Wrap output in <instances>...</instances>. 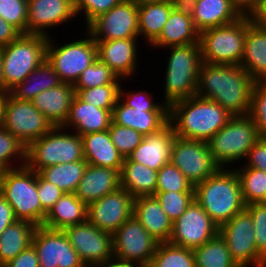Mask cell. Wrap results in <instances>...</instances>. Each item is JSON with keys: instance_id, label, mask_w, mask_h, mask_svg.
<instances>
[{"instance_id": "obj_40", "label": "cell", "mask_w": 266, "mask_h": 267, "mask_svg": "<svg viewBox=\"0 0 266 267\" xmlns=\"http://www.w3.org/2000/svg\"><path fill=\"white\" fill-rule=\"evenodd\" d=\"M148 267H195L194 254L191 249L161 242Z\"/></svg>"}, {"instance_id": "obj_19", "label": "cell", "mask_w": 266, "mask_h": 267, "mask_svg": "<svg viewBox=\"0 0 266 267\" xmlns=\"http://www.w3.org/2000/svg\"><path fill=\"white\" fill-rule=\"evenodd\" d=\"M134 197L124 188L87 205V220L99 230L114 234L133 216Z\"/></svg>"}, {"instance_id": "obj_45", "label": "cell", "mask_w": 266, "mask_h": 267, "mask_svg": "<svg viewBox=\"0 0 266 267\" xmlns=\"http://www.w3.org/2000/svg\"><path fill=\"white\" fill-rule=\"evenodd\" d=\"M154 196L172 222L177 220L194 200V192H155Z\"/></svg>"}, {"instance_id": "obj_31", "label": "cell", "mask_w": 266, "mask_h": 267, "mask_svg": "<svg viewBox=\"0 0 266 267\" xmlns=\"http://www.w3.org/2000/svg\"><path fill=\"white\" fill-rule=\"evenodd\" d=\"M81 139L87 164L121 172L124 158L113 144L108 130L81 135Z\"/></svg>"}, {"instance_id": "obj_43", "label": "cell", "mask_w": 266, "mask_h": 267, "mask_svg": "<svg viewBox=\"0 0 266 267\" xmlns=\"http://www.w3.org/2000/svg\"><path fill=\"white\" fill-rule=\"evenodd\" d=\"M121 81L124 82L104 62L97 58L81 73L73 86L74 89H90Z\"/></svg>"}, {"instance_id": "obj_29", "label": "cell", "mask_w": 266, "mask_h": 267, "mask_svg": "<svg viewBox=\"0 0 266 267\" xmlns=\"http://www.w3.org/2000/svg\"><path fill=\"white\" fill-rule=\"evenodd\" d=\"M133 216L159 243L169 241L173 222L154 195L134 198Z\"/></svg>"}, {"instance_id": "obj_59", "label": "cell", "mask_w": 266, "mask_h": 267, "mask_svg": "<svg viewBox=\"0 0 266 267\" xmlns=\"http://www.w3.org/2000/svg\"><path fill=\"white\" fill-rule=\"evenodd\" d=\"M198 0H173L177 7L190 9Z\"/></svg>"}, {"instance_id": "obj_51", "label": "cell", "mask_w": 266, "mask_h": 267, "mask_svg": "<svg viewBox=\"0 0 266 267\" xmlns=\"http://www.w3.org/2000/svg\"><path fill=\"white\" fill-rule=\"evenodd\" d=\"M123 84L121 83L119 91V99L128 107L131 108H169L164 102L155 103L153 94L146 90H137L125 92L126 89H123Z\"/></svg>"}, {"instance_id": "obj_28", "label": "cell", "mask_w": 266, "mask_h": 267, "mask_svg": "<svg viewBox=\"0 0 266 267\" xmlns=\"http://www.w3.org/2000/svg\"><path fill=\"white\" fill-rule=\"evenodd\" d=\"M190 12L199 32L228 25L243 16L233 0H198Z\"/></svg>"}, {"instance_id": "obj_53", "label": "cell", "mask_w": 266, "mask_h": 267, "mask_svg": "<svg viewBox=\"0 0 266 267\" xmlns=\"http://www.w3.org/2000/svg\"><path fill=\"white\" fill-rule=\"evenodd\" d=\"M247 160V161H246ZM245 163L240 167H250L266 172V138H260L248 151Z\"/></svg>"}, {"instance_id": "obj_55", "label": "cell", "mask_w": 266, "mask_h": 267, "mask_svg": "<svg viewBox=\"0 0 266 267\" xmlns=\"http://www.w3.org/2000/svg\"><path fill=\"white\" fill-rule=\"evenodd\" d=\"M16 220L12 207L0 194V235Z\"/></svg>"}, {"instance_id": "obj_34", "label": "cell", "mask_w": 266, "mask_h": 267, "mask_svg": "<svg viewBox=\"0 0 266 267\" xmlns=\"http://www.w3.org/2000/svg\"><path fill=\"white\" fill-rule=\"evenodd\" d=\"M157 172L134 161H124L120 172L121 188L134 198L154 195L157 186Z\"/></svg>"}, {"instance_id": "obj_50", "label": "cell", "mask_w": 266, "mask_h": 267, "mask_svg": "<svg viewBox=\"0 0 266 267\" xmlns=\"http://www.w3.org/2000/svg\"><path fill=\"white\" fill-rule=\"evenodd\" d=\"M253 220L257 250L266 258V202L246 205Z\"/></svg>"}, {"instance_id": "obj_47", "label": "cell", "mask_w": 266, "mask_h": 267, "mask_svg": "<svg viewBox=\"0 0 266 267\" xmlns=\"http://www.w3.org/2000/svg\"><path fill=\"white\" fill-rule=\"evenodd\" d=\"M248 115L254 121L259 137L266 138V82L254 84Z\"/></svg>"}, {"instance_id": "obj_13", "label": "cell", "mask_w": 266, "mask_h": 267, "mask_svg": "<svg viewBox=\"0 0 266 267\" xmlns=\"http://www.w3.org/2000/svg\"><path fill=\"white\" fill-rule=\"evenodd\" d=\"M158 243L132 216L113 234L114 261L148 266Z\"/></svg>"}, {"instance_id": "obj_10", "label": "cell", "mask_w": 266, "mask_h": 267, "mask_svg": "<svg viewBox=\"0 0 266 267\" xmlns=\"http://www.w3.org/2000/svg\"><path fill=\"white\" fill-rule=\"evenodd\" d=\"M84 34L85 39L78 38L58 46L53 43L54 37L48 38L46 60L63 83L74 85L81 73L98 58L95 40L88 31Z\"/></svg>"}, {"instance_id": "obj_24", "label": "cell", "mask_w": 266, "mask_h": 267, "mask_svg": "<svg viewBox=\"0 0 266 267\" xmlns=\"http://www.w3.org/2000/svg\"><path fill=\"white\" fill-rule=\"evenodd\" d=\"M200 32L196 29L190 9L175 6L160 35L149 45L160 50L172 46L199 43Z\"/></svg>"}, {"instance_id": "obj_7", "label": "cell", "mask_w": 266, "mask_h": 267, "mask_svg": "<svg viewBox=\"0 0 266 267\" xmlns=\"http://www.w3.org/2000/svg\"><path fill=\"white\" fill-rule=\"evenodd\" d=\"M259 139L255 123L249 115L232 116L208 141V145L214 162L220 168H232L234 163L245 160L248 151Z\"/></svg>"}, {"instance_id": "obj_27", "label": "cell", "mask_w": 266, "mask_h": 267, "mask_svg": "<svg viewBox=\"0 0 266 267\" xmlns=\"http://www.w3.org/2000/svg\"><path fill=\"white\" fill-rule=\"evenodd\" d=\"M120 187V171L88 164L75 195L88 205Z\"/></svg>"}, {"instance_id": "obj_30", "label": "cell", "mask_w": 266, "mask_h": 267, "mask_svg": "<svg viewBox=\"0 0 266 267\" xmlns=\"http://www.w3.org/2000/svg\"><path fill=\"white\" fill-rule=\"evenodd\" d=\"M76 92L73 84L61 83L42 91L32 100V104L56 126H63L69 116V110Z\"/></svg>"}, {"instance_id": "obj_14", "label": "cell", "mask_w": 266, "mask_h": 267, "mask_svg": "<svg viewBox=\"0 0 266 267\" xmlns=\"http://www.w3.org/2000/svg\"><path fill=\"white\" fill-rule=\"evenodd\" d=\"M63 231L85 265L101 267L114 261L112 233L99 230L88 220Z\"/></svg>"}, {"instance_id": "obj_57", "label": "cell", "mask_w": 266, "mask_h": 267, "mask_svg": "<svg viewBox=\"0 0 266 267\" xmlns=\"http://www.w3.org/2000/svg\"><path fill=\"white\" fill-rule=\"evenodd\" d=\"M243 15L255 16L265 5L266 0H233Z\"/></svg>"}, {"instance_id": "obj_63", "label": "cell", "mask_w": 266, "mask_h": 267, "mask_svg": "<svg viewBox=\"0 0 266 267\" xmlns=\"http://www.w3.org/2000/svg\"><path fill=\"white\" fill-rule=\"evenodd\" d=\"M82 267H93V266H91V265H84V266H82Z\"/></svg>"}, {"instance_id": "obj_23", "label": "cell", "mask_w": 266, "mask_h": 267, "mask_svg": "<svg viewBox=\"0 0 266 267\" xmlns=\"http://www.w3.org/2000/svg\"><path fill=\"white\" fill-rule=\"evenodd\" d=\"M112 122L144 136L157 132L169 122V108H131L118 99L112 111Z\"/></svg>"}, {"instance_id": "obj_8", "label": "cell", "mask_w": 266, "mask_h": 267, "mask_svg": "<svg viewBox=\"0 0 266 267\" xmlns=\"http://www.w3.org/2000/svg\"><path fill=\"white\" fill-rule=\"evenodd\" d=\"M248 27L249 15H243L228 25L200 32L202 62L240 65Z\"/></svg>"}, {"instance_id": "obj_41", "label": "cell", "mask_w": 266, "mask_h": 267, "mask_svg": "<svg viewBox=\"0 0 266 267\" xmlns=\"http://www.w3.org/2000/svg\"><path fill=\"white\" fill-rule=\"evenodd\" d=\"M25 160L26 147L23 143L5 128L0 129V171L22 167Z\"/></svg>"}, {"instance_id": "obj_5", "label": "cell", "mask_w": 266, "mask_h": 267, "mask_svg": "<svg viewBox=\"0 0 266 267\" xmlns=\"http://www.w3.org/2000/svg\"><path fill=\"white\" fill-rule=\"evenodd\" d=\"M0 194L12 207L15 218L42 226L47 212L37 193V172L26 165L1 171Z\"/></svg>"}, {"instance_id": "obj_35", "label": "cell", "mask_w": 266, "mask_h": 267, "mask_svg": "<svg viewBox=\"0 0 266 267\" xmlns=\"http://www.w3.org/2000/svg\"><path fill=\"white\" fill-rule=\"evenodd\" d=\"M63 83L53 67L45 60L22 83L9 91L15 99L31 101L36 95Z\"/></svg>"}, {"instance_id": "obj_58", "label": "cell", "mask_w": 266, "mask_h": 267, "mask_svg": "<svg viewBox=\"0 0 266 267\" xmlns=\"http://www.w3.org/2000/svg\"><path fill=\"white\" fill-rule=\"evenodd\" d=\"M0 93L7 94L9 91L5 87V81L2 70V48H0Z\"/></svg>"}, {"instance_id": "obj_48", "label": "cell", "mask_w": 266, "mask_h": 267, "mask_svg": "<svg viewBox=\"0 0 266 267\" xmlns=\"http://www.w3.org/2000/svg\"><path fill=\"white\" fill-rule=\"evenodd\" d=\"M0 17L15 27L21 34H26L27 0H0Z\"/></svg>"}, {"instance_id": "obj_39", "label": "cell", "mask_w": 266, "mask_h": 267, "mask_svg": "<svg viewBox=\"0 0 266 267\" xmlns=\"http://www.w3.org/2000/svg\"><path fill=\"white\" fill-rule=\"evenodd\" d=\"M241 184L245 205L266 202V172L250 167L234 168Z\"/></svg>"}, {"instance_id": "obj_36", "label": "cell", "mask_w": 266, "mask_h": 267, "mask_svg": "<svg viewBox=\"0 0 266 267\" xmlns=\"http://www.w3.org/2000/svg\"><path fill=\"white\" fill-rule=\"evenodd\" d=\"M36 225L16 220L0 235V267L31 245Z\"/></svg>"}, {"instance_id": "obj_32", "label": "cell", "mask_w": 266, "mask_h": 267, "mask_svg": "<svg viewBox=\"0 0 266 267\" xmlns=\"http://www.w3.org/2000/svg\"><path fill=\"white\" fill-rule=\"evenodd\" d=\"M175 6L173 0H138L139 37L150 45L160 35Z\"/></svg>"}, {"instance_id": "obj_4", "label": "cell", "mask_w": 266, "mask_h": 267, "mask_svg": "<svg viewBox=\"0 0 266 267\" xmlns=\"http://www.w3.org/2000/svg\"><path fill=\"white\" fill-rule=\"evenodd\" d=\"M163 49L169 50V57L165 67L162 101L170 106L196 95L202 58L199 43Z\"/></svg>"}, {"instance_id": "obj_18", "label": "cell", "mask_w": 266, "mask_h": 267, "mask_svg": "<svg viewBox=\"0 0 266 267\" xmlns=\"http://www.w3.org/2000/svg\"><path fill=\"white\" fill-rule=\"evenodd\" d=\"M31 244L37 252L40 267H82L85 265L63 230L36 226Z\"/></svg>"}, {"instance_id": "obj_26", "label": "cell", "mask_w": 266, "mask_h": 267, "mask_svg": "<svg viewBox=\"0 0 266 267\" xmlns=\"http://www.w3.org/2000/svg\"><path fill=\"white\" fill-rule=\"evenodd\" d=\"M111 122L112 112L110 110L100 109L90 103H85L75 95L67 121L62 127L81 136L108 130Z\"/></svg>"}, {"instance_id": "obj_3", "label": "cell", "mask_w": 266, "mask_h": 267, "mask_svg": "<svg viewBox=\"0 0 266 267\" xmlns=\"http://www.w3.org/2000/svg\"><path fill=\"white\" fill-rule=\"evenodd\" d=\"M194 199L218 227L246 207L234 168H219L205 181L196 184Z\"/></svg>"}, {"instance_id": "obj_1", "label": "cell", "mask_w": 266, "mask_h": 267, "mask_svg": "<svg viewBox=\"0 0 266 267\" xmlns=\"http://www.w3.org/2000/svg\"><path fill=\"white\" fill-rule=\"evenodd\" d=\"M256 81L241 65L202 62L196 95L220 104L230 115H248Z\"/></svg>"}, {"instance_id": "obj_17", "label": "cell", "mask_w": 266, "mask_h": 267, "mask_svg": "<svg viewBox=\"0 0 266 267\" xmlns=\"http://www.w3.org/2000/svg\"><path fill=\"white\" fill-rule=\"evenodd\" d=\"M218 234L217 224L194 199L186 211L172 223L168 242L193 250Z\"/></svg>"}, {"instance_id": "obj_16", "label": "cell", "mask_w": 266, "mask_h": 267, "mask_svg": "<svg viewBox=\"0 0 266 267\" xmlns=\"http://www.w3.org/2000/svg\"><path fill=\"white\" fill-rule=\"evenodd\" d=\"M86 28L94 40L139 38L138 0H123Z\"/></svg>"}, {"instance_id": "obj_22", "label": "cell", "mask_w": 266, "mask_h": 267, "mask_svg": "<svg viewBox=\"0 0 266 267\" xmlns=\"http://www.w3.org/2000/svg\"><path fill=\"white\" fill-rule=\"evenodd\" d=\"M175 136L173 127L168 122L157 132L144 135L140 145L124 161H134L158 171L170 162Z\"/></svg>"}, {"instance_id": "obj_54", "label": "cell", "mask_w": 266, "mask_h": 267, "mask_svg": "<svg viewBox=\"0 0 266 267\" xmlns=\"http://www.w3.org/2000/svg\"><path fill=\"white\" fill-rule=\"evenodd\" d=\"M2 267H40L37 252L31 244Z\"/></svg>"}, {"instance_id": "obj_25", "label": "cell", "mask_w": 266, "mask_h": 267, "mask_svg": "<svg viewBox=\"0 0 266 267\" xmlns=\"http://www.w3.org/2000/svg\"><path fill=\"white\" fill-rule=\"evenodd\" d=\"M256 82H266V27L249 15L240 64Z\"/></svg>"}, {"instance_id": "obj_42", "label": "cell", "mask_w": 266, "mask_h": 267, "mask_svg": "<svg viewBox=\"0 0 266 267\" xmlns=\"http://www.w3.org/2000/svg\"><path fill=\"white\" fill-rule=\"evenodd\" d=\"M121 82L97 86L90 89H74L76 95L85 103H90L97 108L113 111L119 99Z\"/></svg>"}, {"instance_id": "obj_33", "label": "cell", "mask_w": 266, "mask_h": 267, "mask_svg": "<svg viewBox=\"0 0 266 267\" xmlns=\"http://www.w3.org/2000/svg\"><path fill=\"white\" fill-rule=\"evenodd\" d=\"M85 221H87V204L75 193H64L48 211L42 226L53 230H64Z\"/></svg>"}, {"instance_id": "obj_21", "label": "cell", "mask_w": 266, "mask_h": 267, "mask_svg": "<svg viewBox=\"0 0 266 267\" xmlns=\"http://www.w3.org/2000/svg\"><path fill=\"white\" fill-rule=\"evenodd\" d=\"M138 38L117 40H95L97 57L116 75L125 80L136 76L139 52Z\"/></svg>"}, {"instance_id": "obj_38", "label": "cell", "mask_w": 266, "mask_h": 267, "mask_svg": "<svg viewBox=\"0 0 266 267\" xmlns=\"http://www.w3.org/2000/svg\"><path fill=\"white\" fill-rule=\"evenodd\" d=\"M192 251L195 267H239L220 234Z\"/></svg>"}, {"instance_id": "obj_2", "label": "cell", "mask_w": 266, "mask_h": 267, "mask_svg": "<svg viewBox=\"0 0 266 267\" xmlns=\"http://www.w3.org/2000/svg\"><path fill=\"white\" fill-rule=\"evenodd\" d=\"M232 117L220 104L197 95L169 106V122L177 137L208 142Z\"/></svg>"}, {"instance_id": "obj_61", "label": "cell", "mask_w": 266, "mask_h": 267, "mask_svg": "<svg viewBox=\"0 0 266 267\" xmlns=\"http://www.w3.org/2000/svg\"><path fill=\"white\" fill-rule=\"evenodd\" d=\"M255 17L266 27V2L263 8L255 15Z\"/></svg>"}, {"instance_id": "obj_12", "label": "cell", "mask_w": 266, "mask_h": 267, "mask_svg": "<svg viewBox=\"0 0 266 267\" xmlns=\"http://www.w3.org/2000/svg\"><path fill=\"white\" fill-rule=\"evenodd\" d=\"M54 126L31 101L5 94L3 128L16 136L25 147L48 133Z\"/></svg>"}, {"instance_id": "obj_46", "label": "cell", "mask_w": 266, "mask_h": 267, "mask_svg": "<svg viewBox=\"0 0 266 267\" xmlns=\"http://www.w3.org/2000/svg\"><path fill=\"white\" fill-rule=\"evenodd\" d=\"M108 131L113 144L124 159L140 145L144 137L141 133L132 128L117 125L113 122H111Z\"/></svg>"}, {"instance_id": "obj_37", "label": "cell", "mask_w": 266, "mask_h": 267, "mask_svg": "<svg viewBox=\"0 0 266 267\" xmlns=\"http://www.w3.org/2000/svg\"><path fill=\"white\" fill-rule=\"evenodd\" d=\"M87 161L61 163L45 167L38 173L65 193H75L87 167Z\"/></svg>"}, {"instance_id": "obj_20", "label": "cell", "mask_w": 266, "mask_h": 267, "mask_svg": "<svg viewBox=\"0 0 266 267\" xmlns=\"http://www.w3.org/2000/svg\"><path fill=\"white\" fill-rule=\"evenodd\" d=\"M27 2L26 34L49 38L52 36V33L49 32L50 28L64 25L77 17L74 0H27Z\"/></svg>"}, {"instance_id": "obj_11", "label": "cell", "mask_w": 266, "mask_h": 267, "mask_svg": "<svg viewBox=\"0 0 266 267\" xmlns=\"http://www.w3.org/2000/svg\"><path fill=\"white\" fill-rule=\"evenodd\" d=\"M252 217L244 209L219 227L232 259L239 267H266V258L257 250Z\"/></svg>"}, {"instance_id": "obj_6", "label": "cell", "mask_w": 266, "mask_h": 267, "mask_svg": "<svg viewBox=\"0 0 266 267\" xmlns=\"http://www.w3.org/2000/svg\"><path fill=\"white\" fill-rule=\"evenodd\" d=\"M80 160H84L81 136L62 126L53 127L26 147L25 165L36 172L56 164Z\"/></svg>"}, {"instance_id": "obj_44", "label": "cell", "mask_w": 266, "mask_h": 267, "mask_svg": "<svg viewBox=\"0 0 266 267\" xmlns=\"http://www.w3.org/2000/svg\"><path fill=\"white\" fill-rule=\"evenodd\" d=\"M194 192L193 184L171 162L166 163L157 172L155 192Z\"/></svg>"}, {"instance_id": "obj_60", "label": "cell", "mask_w": 266, "mask_h": 267, "mask_svg": "<svg viewBox=\"0 0 266 267\" xmlns=\"http://www.w3.org/2000/svg\"><path fill=\"white\" fill-rule=\"evenodd\" d=\"M101 267H148L141 264H132V263H121L118 261H113L109 265L101 266Z\"/></svg>"}, {"instance_id": "obj_62", "label": "cell", "mask_w": 266, "mask_h": 267, "mask_svg": "<svg viewBox=\"0 0 266 267\" xmlns=\"http://www.w3.org/2000/svg\"><path fill=\"white\" fill-rule=\"evenodd\" d=\"M5 94L0 93V129L3 128Z\"/></svg>"}, {"instance_id": "obj_52", "label": "cell", "mask_w": 266, "mask_h": 267, "mask_svg": "<svg viewBox=\"0 0 266 267\" xmlns=\"http://www.w3.org/2000/svg\"><path fill=\"white\" fill-rule=\"evenodd\" d=\"M37 193L42 208L48 213L65 192L37 172Z\"/></svg>"}, {"instance_id": "obj_15", "label": "cell", "mask_w": 266, "mask_h": 267, "mask_svg": "<svg viewBox=\"0 0 266 267\" xmlns=\"http://www.w3.org/2000/svg\"><path fill=\"white\" fill-rule=\"evenodd\" d=\"M170 162L195 186L213 175L220 167L214 162L208 142L175 136Z\"/></svg>"}, {"instance_id": "obj_56", "label": "cell", "mask_w": 266, "mask_h": 267, "mask_svg": "<svg viewBox=\"0 0 266 267\" xmlns=\"http://www.w3.org/2000/svg\"><path fill=\"white\" fill-rule=\"evenodd\" d=\"M21 33L0 17V48L7 46L12 41H15Z\"/></svg>"}, {"instance_id": "obj_9", "label": "cell", "mask_w": 266, "mask_h": 267, "mask_svg": "<svg viewBox=\"0 0 266 267\" xmlns=\"http://www.w3.org/2000/svg\"><path fill=\"white\" fill-rule=\"evenodd\" d=\"M48 37L21 34L15 41L2 48V70L8 91L46 60Z\"/></svg>"}, {"instance_id": "obj_49", "label": "cell", "mask_w": 266, "mask_h": 267, "mask_svg": "<svg viewBox=\"0 0 266 267\" xmlns=\"http://www.w3.org/2000/svg\"><path fill=\"white\" fill-rule=\"evenodd\" d=\"M123 0H74V9L77 17L79 14L85 18V28L99 15L108 12ZM83 12V13H82Z\"/></svg>"}]
</instances>
